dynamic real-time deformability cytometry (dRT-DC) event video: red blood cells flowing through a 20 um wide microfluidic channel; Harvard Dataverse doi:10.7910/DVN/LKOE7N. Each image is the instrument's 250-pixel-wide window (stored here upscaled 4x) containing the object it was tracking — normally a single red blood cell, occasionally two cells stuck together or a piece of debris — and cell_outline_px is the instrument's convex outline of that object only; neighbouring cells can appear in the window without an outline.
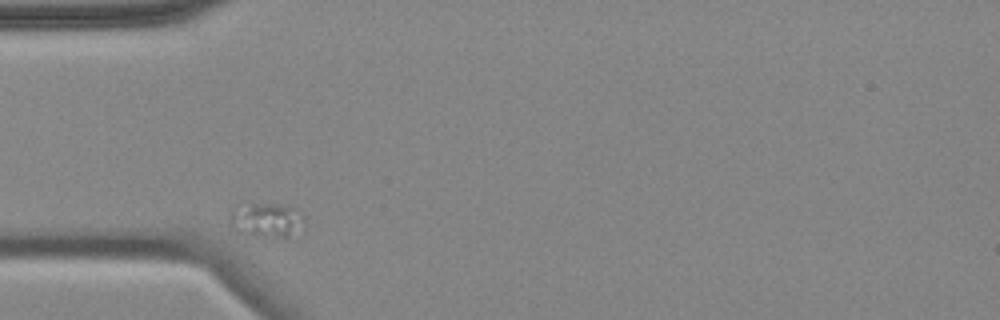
{"species": "common noctule bat (a hibernating species)", "species_latin": "Nyctalus noctula", "temperature_condition": "cold", "stored_images_in_passage": 2, "camera_frame_rate_fps": 3000, "um_per_image_px": 0.085, "animal": {"sex": "female", "body_mass_g": 18.4}, "frame": {"image": 1, "passage_image": 1, "time_ms": 0.0, "image_size_px": [1000, 320], "cell_outline_px": [[304, 228], [284, 236], [264, 236], [240, 232], [228, 220], [232, 208], [252, 204], [288, 204], [296, 208], [304, 216]], "centroid_in_image_um": [22.7, 18.66], "position_along_channel_um": 62.3, "area_um2": 14.62}}